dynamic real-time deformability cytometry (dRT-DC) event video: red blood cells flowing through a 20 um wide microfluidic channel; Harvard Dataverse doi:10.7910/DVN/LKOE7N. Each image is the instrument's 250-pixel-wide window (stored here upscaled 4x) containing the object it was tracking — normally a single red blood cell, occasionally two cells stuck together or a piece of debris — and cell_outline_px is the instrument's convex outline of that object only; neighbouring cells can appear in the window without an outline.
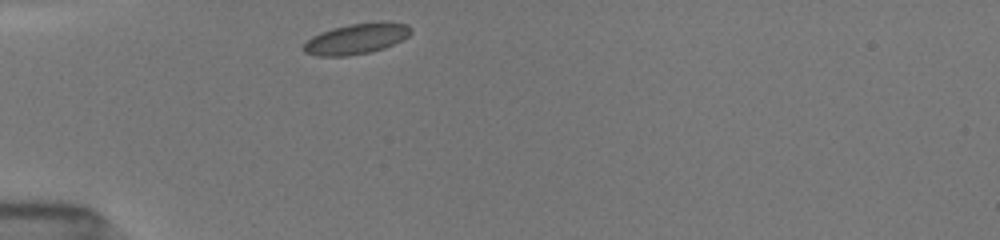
{"species": "common noctule bat (a hibernating species)", "species_latin": "Nyctalus noctula", "temperature_condition": "room temperature", "stored_images_in_passage": 4, "camera_frame_rate_fps": 3000, "um_per_image_px": 0.085, "animal": {"sex": "female", "body_mass_g": 19.5, "forearm_length_mm": 54.1}, "frame": {"image": 1, "passage_image": 1, "time_ms": 0.0, "image_size_px": [1000, 240], "cell_outline_px": [[412, 32], [408, 36], [384, 48], [368, 52], [348, 56], [316, 56], [304, 52], [300, 48], [312, 36], [320, 32], [332, 28], [348, 24], [380, 20], [408, 24], [412, 28]], "centroid_in_image_um": [30.28, 3.27], "position_along_channel_um": 54.7, "area_um2": 19.42}}